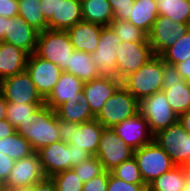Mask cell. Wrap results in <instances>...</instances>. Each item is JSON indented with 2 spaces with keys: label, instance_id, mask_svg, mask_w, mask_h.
I'll return each mask as SVG.
<instances>
[{
  "label": "cell",
  "instance_id": "74e56055",
  "mask_svg": "<svg viewBox=\"0 0 190 191\" xmlns=\"http://www.w3.org/2000/svg\"><path fill=\"white\" fill-rule=\"evenodd\" d=\"M73 169L83 183L91 180L93 177L99 176L105 171L102 163L96 156H90L80 164L74 166Z\"/></svg>",
  "mask_w": 190,
  "mask_h": 191
},
{
  "label": "cell",
  "instance_id": "f35d334b",
  "mask_svg": "<svg viewBox=\"0 0 190 191\" xmlns=\"http://www.w3.org/2000/svg\"><path fill=\"white\" fill-rule=\"evenodd\" d=\"M114 13L113 21H128L135 0H108Z\"/></svg>",
  "mask_w": 190,
  "mask_h": 191
},
{
  "label": "cell",
  "instance_id": "484cf974",
  "mask_svg": "<svg viewBox=\"0 0 190 191\" xmlns=\"http://www.w3.org/2000/svg\"><path fill=\"white\" fill-rule=\"evenodd\" d=\"M82 19L85 22L110 26L114 13L108 0H81Z\"/></svg>",
  "mask_w": 190,
  "mask_h": 191
},
{
  "label": "cell",
  "instance_id": "4fadbf2b",
  "mask_svg": "<svg viewBox=\"0 0 190 191\" xmlns=\"http://www.w3.org/2000/svg\"><path fill=\"white\" fill-rule=\"evenodd\" d=\"M118 79L123 81L148 62L154 53L149 42H122L116 51Z\"/></svg>",
  "mask_w": 190,
  "mask_h": 191
},
{
  "label": "cell",
  "instance_id": "e0dca14e",
  "mask_svg": "<svg viewBox=\"0 0 190 191\" xmlns=\"http://www.w3.org/2000/svg\"><path fill=\"white\" fill-rule=\"evenodd\" d=\"M26 71L44 99L53 91L63 72L58 65L37 56L35 53L29 55Z\"/></svg>",
  "mask_w": 190,
  "mask_h": 191
},
{
  "label": "cell",
  "instance_id": "e575fe53",
  "mask_svg": "<svg viewBox=\"0 0 190 191\" xmlns=\"http://www.w3.org/2000/svg\"><path fill=\"white\" fill-rule=\"evenodd\" d=\"M110 26L122 42H149L148 35L129 21H113Z\"/></svg>",
  "mask_w": 190,
  "mask_h": 191
},
{
  "label": "cell",
  "instance_id": "ac0fdd59",
  "mask_svg": "<svg viewBox=\"0 0 190 191\" xmlns=\"http://www.w3.org/2000/svg\"><path fill=\"white\" fill-rule=\"evenodd\" d=\"M113 130L134 150L151 143L154 137L149 129L148 122L140 112L116 124Z\"/></svg>",
  "mask_w": 190,
  "mask_h": 191
},
{
  "label": "cell",
  "instance_id": "8d00e7d4",
  "mask_svg": "<svg viewBox=\"0 0 190 191\" xmlns=\"http://www.w3.org/2000/svg\"><path fill=\"white\" fill-rule=\"evenodd\" d=\"M58 191H82L83 182L73 168L59 172L50 177Z\"/></svg>",
  "mask_w": 190,
  "mask_h": 191
},
{
  "label": "cell",
  "instance_id": "836d02e7",
  "mask_svg": "<svg viewBox=\"0 0 190 191\" xmlns=\"http://www.w3.org/2000/svg\"><path fill=\"white\" fill-rule=\"evenodd\" d=\"M45 103H11L7 104L6 120L16 129L22 121H25L40 106Z\"/></svg>",
  "mask_w": 190,
  "mask_h": 191
},
{
  "label": "cell",
  "instance_id": "7dc6e473",
  "mask_svg": "<svg viewBox=\"0 0 190 191\" xmlns=\"http://www.w3.org/2000/svg\"><path fill=\"white\" fill-rule=\"evenodd\" d=\"M15 132L16 129L6 120V118L0 120V139L11 136Z\"/></svg>",
  "mask_w": 190,
  "mask_h": 191
},
{
  "label": "cell",
  "instance_id": "ab89813d",
  "mask_svg": "<svg viewBox=\"0 0 190 191\" xmlns=\"http://www.w3.org/2000/svg\"><path fill=\"white\" fill-rule=\"evenodd\" d=\"M146 184H133L115 177L109 171V181L107 191H147Z\"/></svg>",
  "mask_w": 190,
  "mask_h": 191
},
{
  "label": "cell",
  "instance_id": "3957f363",
  "mask_svg": "<svg viewBox=\"0 0 190 191\" xmlns=\"http://www.w3.org/2000/svg\"><path fill=\"white\" fill-rule=\"evenodd\" d=\"M122 85L139 102L163 90V59L154 55L138 71L127 76Z\"/></svg>",
  "mask_w": 190,
  "mask_h": 191
},
{
  "label": "cell",
  "instance_id": "7a4b0ae2",
  "mask_svg": "<svg viewBox=\"0 0 190 191\" xmlns=\"http://www.w3.org/2000/svg\"><path fill=\"white\" fill-rule=\"evenodd\" d=\"M37 152L46 178L71 169L92 156L89 152L77 148L74 144L61 141L44 146Z\"/></svg>",
  "mask_w": 190,
  "mask_h": 191
},
{
  "label": "cell",
  "instance_id": "52a82bcc",
  "mask_svg": "<svg viewBox=\"0 0 190 191\" xmlns=\"http://www.w3.org/2000/svg\"><path fill=\"white\" fill-rule=\"evenodd\" d=\"M142 179L148 186L153 180L174 166L170 156L153 140L151 143L134 150Z\"/></svg>",
  "mask_w": 190,
  "mask_h": 191
},
{
  "label": "cell",
  "instance_id": "d6a6232c",
  "mask_svg": "<svg viewBox=\"0 0 190 191\" xmlns=\"http://www.w3.org/2000/svg\"><path fill=\"white\" fill-rule=\"evenodd\" d=\"M160 57L167 64L176 65L190 58V29L173 46L167 48Z\"/></svg>",
  "mask_w": 190,
  "mask_h": 191
},
{
  "label": "cell",
  "instance_id": "d4e9b609",
  "mask_svg": "<svg viewBox=\"0 0 190 191\" xmlns=\"http://www.w3.org/2000/svg\"><path fill=\"white\" fill-rule=\"evenodd\" d=\"M55 111L58 119L76 122L78 124L89 122L95 119L90 105L88 104V100L84 94L79 98V101L67 100L65 103H62Z\"/></svg>",
  "mask_w": 190,
  "mask_h": 191
},
{
  "label": "cell",
  "instance_id": "f6af8a7d",
  "mask_svg": "<svg viewBox=\"0 0 190 191\" xmlns=\"http://www.w3.org/2000/svg\"><path fill=\"white\" fill-rule=\"evenodd\" d=\"M26 191H58L55 183L51 178H45L43 181L36 183Z\"/></svg>",
  "mask_w": 190,
  "mask_h": 191
},
{
  "label": "cell",
  "instance_id": "b9f144b4",
  "mask_svg": "<svg viewBox=\"0 0 190 191\" xmlns=\"http://www.w3.org/2000/svg\"><path fill=\"white\" fill-rule=\"evenodd\" d=\"M109 181V171H104L97 177L83 183L82 191H107Z\"/></svg>",
  "mask_w": 190,
  "mask_h": 191
},
{
  "label": "cell",
  "instance_id": "44dd1931",
  "mask_svg": "<svg viewBox=\"0 0 190 191\" xmlns=\"http://www.w3.org/2000/svg\"><path fill=\"white\" fill-rule=\"evenodd\" d=\"M83 83L78 77L63 71L53 91L45 99V104L56 110L67 100L79 101V98L84 94L82 91Z\"/></svg>",
  "mask_w": 190,
  "mask_h": 191
},
{
  "label": "cell",
  "instance_id": "2e32d148",
  "mask_svg": "<svg viewBox=\"0 0 190 191\" xmlns=\"http://www.w3.org/2000/svg\"><path fill=\"white\" fill-rule=\"evenodd\" d=\"M0 93L11 103H45L26 70L1 80Z\"/></svg>",
  "mask_w": 190,
  "mask_h": 191
},
{
  "label": "cell",
  "instance_id": "8992f818",
  "mask_svg": "<svg viewBox=\"0 0 190 191\" xmlns=\"http://www.w3.org/2000/svg\"><path fill=\"white\" fill-rule=\"evenodd\" d=\"M139 112V101L121 84L106 100L95 119L105 128H113Z\"/></svg>",
  "mask_w": 190,
  "mask_h": 191
},
{
  "label": "cell",
  "instance_id": "ba28073f",
  "mask_svg": "<svg viewBox=\"0 0 190 191\" xmlns=\"http://www.w3.org/2000/svg\"><path fill=\"white\" fill-rule=\"evenodd\" d=\"M139 112L145 117L153 135L178 122V115L171 108L163 90L141 100Z\"/></svg>",
  "mask_w": 190,
  "mask_h": 191
},
{
  "label": "cell",
  "instance_id": "d590c367",
  "mask_svg": "<svg viewBox=\"0 0 190 191\" xmlns=\"http://www.w3.org/2000/svg\"><path fill=\"white\" fill-rule=\"evenodd\" d=\"M110 172L115 177L122 179L123 181H126L128 183L145 184L142 179L137 161L134 157L122 162Z\"/></svg>",
  "mask_w": 190,
  "mask_h": 191
},
{
  "label": "cell",
  "instance_id": "83f0119b",
  "mask_svg": "<svg viewBox=\"0 0 190 191\" xmlns=\"http://www.w3.org/2000/svg\"><path fill=\"white\" fill-rule=\"evenodd\" d=\"M65 72L73 74L83 82L92 81L101 76L96 70L91 54L77 50L70 55L69 67Z\"/></svg>",
  "mask_w": 190,
  "mask_h": 191
},
{
  "label": "cell",
  "instance_id": "603a6c76",
  "mask_svg": "<svg viewBox=\"0 0 190 191\" xmlns=\"http://www.w3.org/2000/svg\"><path fill=\"white\" fill-rule=\"evenodd\" d=\"M29 54L19 47L0 42V81L26 70Z\"/></svg>",
  "mask_w": 190,
  "mask_h": 191
},
{
  "label": "cell",
  "instance_id": "f546056e",
  "mask_svg": "<svg viewBox=\"0 0 190 191\" xmlns=\"http://www.w3.org/2000/svg\"><path fill=\"white\" fill-rule=\"evenodd\" d=\"M0 151L14 161L28 157L36 152L31 143L17 132L0 139Z\"/></svg>",
  "mask_w": 190,
  "mask_h": 191
},
{
  "label": "cell",
  "instance_id": "f5cc1de1",
  "mask_svg": "<svg viewBox=\"0 0 190 191\" xmlns=\"http://www.w3.org/2000/svg\"><path fill=\"white\" fill-rule=\"evenodd\" d=\"M0 191H8L4 183H0Z\"/></svg>",
  "mask_w": 190,
  "mask_h": 191
},
{
  "label": "cell",
  "instance_id": "bcb514c9",
  "mask_svg": "<svg viewBox=\"0 0 190 191\" xmlns=\"http://www.w3.org/2000/svg\"><path fill=\"white\" fill-rule=\"evenodd\" d=\"M183 79L190 82V58L175 65Z\"/></svg>",
  "mask_w": 190,
  "mask_h": 191
},
{
  "label": "cell",
  "instance_id": "8fae6325",
  "mask_svg": "<svg viewBox=\"0 0 190 191\" xmlns=\"http://www.w3.org/2000/svg\"><path fill=\"white\" fill-rule=\"evenodd\" d=\"M45 178L40 157L38 152H35L28 157L15 161L4 185L8 191H26Z\"/></svg>",
  "mask_w": 190,
  "mask_h": 191
},
{
  "label": "cell",
  "instance_id": "30bf717a",
  "mask_svg": "<svg viewBox=\"0 0 190 191\" xmlns=\"http://www.w3.org/2000/svg\"><path fill=\"white\" fill-rule=\"evenodd\" d=\"M163 91L168 103L178 116L190 110V82L182 78L175 65L164 61Z\"/></svg>",
  "mask_w": 190,
  "mask_h": 191
},
{
  "label": "cell",
  "instance_id": "ee69618b",
  "mask_svg": "<svg viewBox=\"0 0 190 191\" xmlns=\"http://www.w3.org/2000/svg\"><path fill=\"white\" fill-rule=\"evenodd\" d=\"M18 15V0H0V16L11 18Z\"/></svg>",
  "mask_w": 190,
  "mask_h": 191
},
{
  "label": "cell",
  "instance_id": "7c38bea8",
  "mask_svg": "<svg viewBox=\"0 0 190 191\" xmlns=\"http://www.w3.org/2000/svg\"><path fill=\"white\" fill-rule=\"evenodd\" d=\"M104 170L111 171L122 162L134 157V149L128 146L113 130L104 128L95 155Z\"/></svg>",
  "mask_w": 190,
  "mask_h": 191
},
{
  "label": "cell",
  "instance_id": "f1b7e54d",
  "mask_svg": "<svg viewBox=\"0 0 190 191\" xmlns=\"http://www.w3.org/2000/svg\"><path fill=\"white\" fill-rule=\"evenodd\" d=\"M81 21V0H59L57 30H68Z\"/></svg>",
  "mask_w": 190,
  "mask_h": 191
},
{
  "label": "cell",
  "instance_id": "681fc988",
  "mask_svg": "<svg viewBox=\"0 0 190 191\" xmlns=\"http://www.w3.org/2000/svg\"><path fill=\"white\" fill-rule=\"evenodd\" d=\"M7 104L8 102L6 101L4 96L0 93V120L6 118Z\"/></svg>",
  "mask_w": 190,
  "mask_h": 191
},
{
  "label": "cell",
  "instance_id": "ffe728a7",
  "mask_svg": "<svg viewBox=\"0 0 190 191\" xmlns=\"http://www.w3.org/2000/svg\"><path fill=\"white\" fill-rule=\"evenodd\" d=\"M6 30L2 41L21 48L29 55L35 52L39 32L30 26L20 15L8 18Z\"/></svg>",
  "mask_w": 190,
  "mask_h": 191
},
{
  "label": "cell",
  "instance_id": "cb8c5ba5",
  "mask_svg": "<svg viewBox=\"0 0 190 191\" xmlns=\"http://www.w3.org/2000/svg\"><path fill=\"white\" fill-rule=\"evenodd\" d=\"M158 15L155 0H135L128 21L148 35Z\"/></svg>",
  "mask_w": 190,
  "mask_h": 191
},
{
  "label": "cell",
  "instance_id": "816d5d0a",
  "mask_svg": "<svg viewBox=\"0 0 190 191\" xmlns=\"http://www.w3.org/2000/svg\"><path fill=\"white\" fill-rule=\"evenodd\" d=\"M183 191H190V176L187 177Z\"/></svg>",
  "mask_w": 190,
  "mask_h": 191
},
{
  "label": "cell",
  "instance_id": "c3c4849f",
  "mask_svg": "<svg viewBox=\"0 0 190 191\" xmlns=\"http://www.w3.org/2000/svg\"><path fill=\"white\" fill-rule=\"evenodd\" d=\"M178 122L190 134V110L178 116Z\"/></svg>",
  "mask_w": 190,
  "mask_h": 191
},
{
  "label": "cell",
  "instance_id": "277c9868",
  "mask_svg": "<svg viewBox=\"0 0 190 191\" xmlns=\"http://www.w3.org/2000/svg\"><path fill=\"white\" fill-rule=\"evenodd\" d=\"M74 52L67 30L47 29L38 33L35 54L66 71Z\"/></svg>",
  "mask_w": 190,
  "mask_h": 191
},
{
  "label": "cell",
  "instance_id": "db71d44e",
  "mask_svg": "<svg viewBox=\"0 0 190 191\" xmlns=\"http://www.w3.org/2000/svg\"><path fill=\"white\" fill-rule=\"evenodd\" d=\"M185 169L188 171V175L190 176V160L186 164Z\"/></svg>",
  "mask_w": 190,
  "mask_h": 191
},
{
  "label": "cell",
  "instance_id": "7bdbcfd3",
  "mask_svg": "<svg viewBox=\"0 0 190 191\" xmlns=\"http://www.w3.org/2000/svg\"><path fill=\"white\" fill-rule=\"evenodd\" d=\"M15 161L0 151V183H5L11 173Z\"/></svg>",
  "mask_w": 190,
  "mask_h": 191
},
{
  "label": "cell",
  "instance_id": "5b68a950",
  "mask_svg": "<svg viewBox=\"0 0 190 191\" xmlns=\"http://www.w3.org/2000/svg\"><path fill=\"white\" fill-rule=\"evenodd\" d=\"M58 128L61 142L74 144L95 156L105 127L96 119L81 124L58 119Z\"/></svg>",
  "mask_w": 190,
  "mask_h": 191
},
{
  "label": "cell",
  "instance_id": "d6986e66",
  "mask_svg": "<svg viewBox=\"0 0 190 191\" xmlns=\"http://www.w3.org/2000/svg\"><path fill=\"white\" fill-rule=\"evenodd\" d=\"M121 84L120 79L110 75H101L92 81L83 83L82 91L94 116L99 113L106 100L113 95Z\"/></svg>",
  "mask_w": 190,
  "mask_h": 191
},
{
  "label": "cell",
  "instance_id": "7402d4cb",
  "mask_svg": "<svg viewBox=\"0 0 190 191\" xmlns=\"http://www.w3.org/2000/svg\"><path fill=\"white\" fill-rule=\"evenodd\" d=\"M101 25L81 21L67 30L74 50L92 54L97 49L101 31Z\"/></svg>",
  "mask_w": 190,
  "mask_h": 191
},
{
  "label": "cell",
  "instance_id": "9a60e30c",
  "mask_svg": "<svg viewBox=\"0 0 190 191\" xmlns=\"http://www.w3.org/2000/svg\"><path fill=\"white\" fill-rule=\"evenodd\" d=\"M121 43L122 41L111 26L102 27L97 49L91 54V59L100 75H110L118 78L116 51Z\"/></svg>",
  "mask_w": 190,
  "mask_h": 191
},
{
  "label": "cell",
  "instance_id": "4316f807",
  "mask_svg": "<svg viewBox=\"0 0 190 191\" xmlns=\"http://www.w3.org/2000/svg\"><path fill=\"white\" fill-rule=\"evenodd\" d=\"M188 176L184 166H174L153 180L147 191H183Z\"/></svg>",
  "mask_w": 190,
  "mask_h": 191
},
{
  "label": "cell",
  "instance_id": "1f68e13d",
  "mask_svg": "<svg viewBox=\"0 0 190 191\" xmlns=\"http://www.w3.org/2000/svg\"><path fill=\"white\" fill-rule=\"evenodd\" d=\"M159 15L177 23L190 24V2L185 0H155Z\"/></svg>",
  "mask_w": 190,
  "mask_h": 191
},
{
  "label": "cell",
  "instance_id": "9c48e42d",
  "mask_svg": "<svg viewBox=\"0 0 190 191\" xmlns=\"http://www.w3.org/2000/svg\"><path fill=\"white\" fill-rule=\"evenodd\" d=\"M153 140L170 156L176 166L190 160V134L179 122L156 133Z\"/></svg>",
  "mask_w": 190,
  "mask_h": 191
},
{
  "label": "cell",
  "instance_id": "6da1fadb",
  "mask_svg": "<svg viewBox=\"0 0 190 191\" xmlns=\"http://www.w3.org/2000/svg\"><path fill=\"white\" fill-rule=\"evenodd\" d=\"M16 132L29 141L36 152L44 146L60 141L56 111L46 104L40 106L21 122Z\"/></svg>",
  "mask_w": 190,
  "mask_h": 191
},
{
  "label": "cell",
  "instance_id": "5bb4252c",
  "mask_svg": "<svg viewBox=\"0 0 190 191\" xmlns=\"http://www.w3.org/2000/svg\"><path fill=\"white\" fill-rule=\"evenodd\" d=\"M190 29L188 23L173 22L166 16L158 15L151 31L148 34V40L154 55L160 56L167 48L173 46L175 42Z\"/></svg>",
  "mask_w": 190,
  "mask_h": 191
},
{
  "label": "cell",
  "instance_id": "4dcf8cb0",
  "mask_svg": "<svg viewBox=\"0 0 190 191\" xmlns=\"http://www.w3.org/2000/svg\"><path fill=\"white\" fill-rule=\"evenodd\" d=\"M18 15L38 32L48 29V22L41 11L40 0H18Z\"/></svg>",
  "mask_w": 190,
  "mask_h": 191
},
{
  "label": "cell",
  "instance_id": "60d3db41",
  "mask_svg": "<svg viewBox=\"0 0 190 191\" xmlns=\"http://www.w3.org/2000/svg\"><path fill=\"white\" fill-rule=\"evenodd\" d=\"M41 11L48 22V29L57 30L59 0H40Z\"/></svg>",
  "mask_w": 190,
  "mask_h": 191
},
{
  "label": "cell",
  "instance_id": "f907efd6",
  "mask_svg": "<svg viewBox=\"0 0 190 191\" xmlns=\"http://www.w3.org/2000/svg\"><path fill=\"white\" fill-rule=\"evenodd\" d=\"M8 18L0 16V42L4 39L6 33Z\"/></svg>",
  "mask_w": 190,
  "mask_h": 191
}]
</instances>
